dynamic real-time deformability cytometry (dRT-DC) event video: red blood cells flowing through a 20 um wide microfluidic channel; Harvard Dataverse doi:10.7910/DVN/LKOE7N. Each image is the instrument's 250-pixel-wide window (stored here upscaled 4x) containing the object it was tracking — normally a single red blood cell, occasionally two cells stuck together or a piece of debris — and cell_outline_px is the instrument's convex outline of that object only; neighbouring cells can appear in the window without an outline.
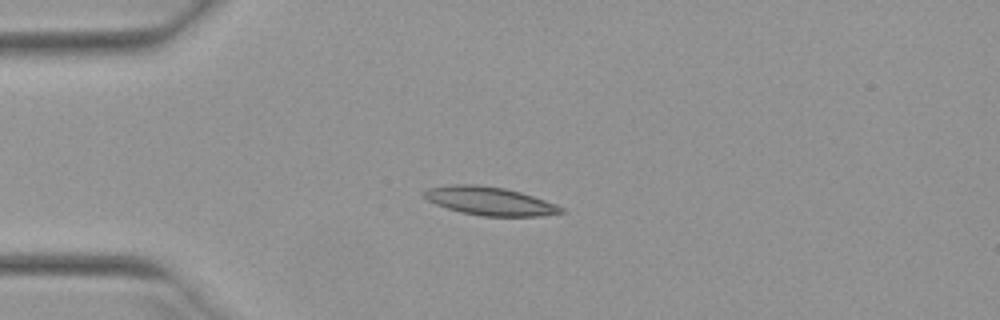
{"species": "Egyptian fruit bat (a non-hibernating species)", "species_latin": "Rousettus aegyptiacus", "temperature_condition": "warm", "stored_images_in_passage": 21, "camera_frame_rate_fps": 3000, "um_per_image_px": 0.085, "animal": {"sex": "female"}, "frame": {"image": 1, "passage_image": 1, "time_ms": 0.0, "image_size_px": [1000, 320], "cell_outline_px": [[568, 212], [540, 216], [480, 216], [460, 212], [436, 204], [428, 200], [420, 192], [428, 188], [452, 184], [476, 184], [504, 188], [520, 192], [556, 204], [564, 208]], "centroid_in_image_um": [41.63, 17.09], "position_along_channel_um": 43.4, "area_um2": 22.72}}
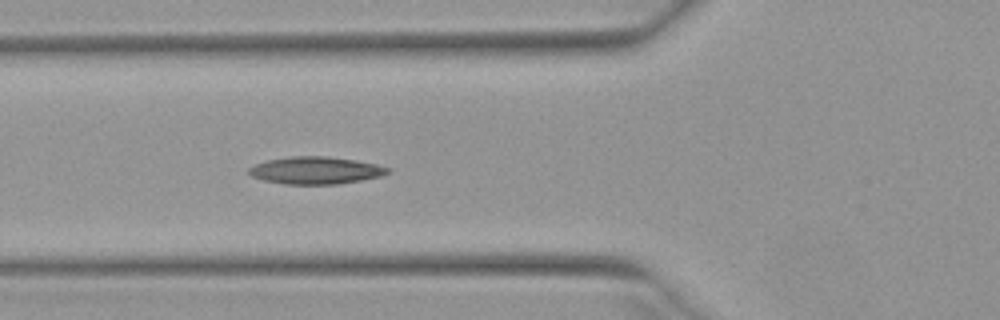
{"frame": {"image": 2, "passage_image": 7, "time_ms": 2.0, "image_size_px": [1000, 320], "cell_outline_px": [[392, 172], [380, 176], [360, 180], [336, 184], [284, 184], [264, 180], [252, 176], [248, 172], [248, 168], [256, 164], [268, 160], [292, 156], [328, 156], [356, 160], [376, 164], [392, 168]], "centroid_in_image_um": [26.87, 14.48], "position_along_channel_um": 98.9, "area_um2": 22.08}}